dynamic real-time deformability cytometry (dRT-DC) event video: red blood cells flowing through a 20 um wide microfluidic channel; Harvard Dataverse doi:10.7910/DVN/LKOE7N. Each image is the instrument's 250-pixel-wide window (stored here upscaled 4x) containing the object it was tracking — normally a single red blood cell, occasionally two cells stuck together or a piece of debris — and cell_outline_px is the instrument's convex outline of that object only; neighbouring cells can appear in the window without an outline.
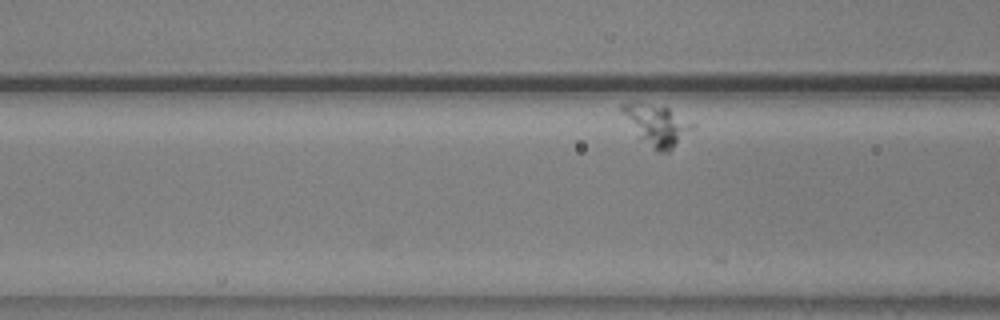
{"species": "common noctule bat (a hibernating species)", "species_latin": "Nyctalus noctula", "temperature_condition": "warm", "stored_images_in_passage": 15, "camera_frame_rate_fps": 3000, "um_per_image_px": 0.085, "animal": {"sex": "male", "body_mass_g": 20.5, "forearm_length_mm": 52.5}, "frame": {"image": 1, "passage_image": 6, "time_ms": 1.667, "image_size_px": [1000, 320], "cell_outline_px": [[696, 128], [668, 152], [656, 152], [640, 136], [620, 108], [620, 104], [640, 100], [664, 104], [696, 124]], "centroid_in_image_um": [55.91, 10.55], "position_along_channel_um": 110.7, "area_um2": 16.99}}
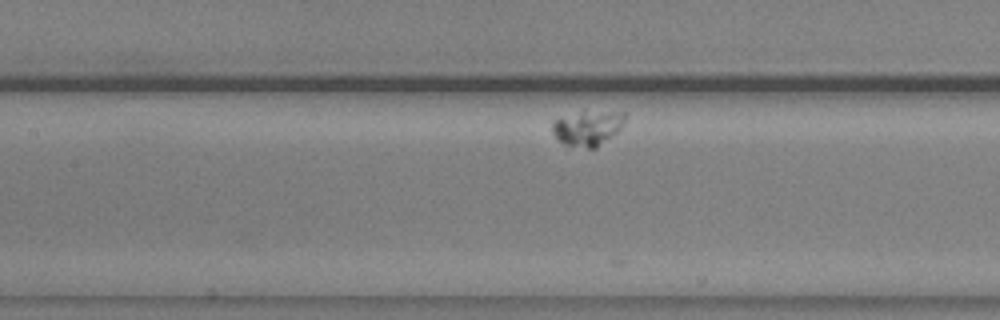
{"frame": {"image": 2, "passage_image": 11, "time_ms": 3.333, "image_size_px": [1000, 320], "cell_outline_px": [[624, 124], [616, 132], [596, 148], [568, 148], [552, 132], [552, 124], [560, 116], [584, 112], [624, 112]], "centroid_in_image_um": [49.91, 10.91], "position_along_channel_um": 157.5, "area_um2": 14.68}}